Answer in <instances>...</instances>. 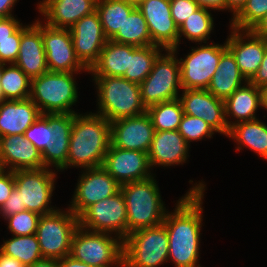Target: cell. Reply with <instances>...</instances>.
<instances>
[{
    "label": "cell",
    "instance_id": "obj_11",
    "mask_svg": "<svg viewBox=\"0 0 267 267\" xmlns=\"http://www.w3.org/2000/svg\"><path fill=\"white\" fill-rule=\"evenodd\" d=\"M199 45L191 47L184 59L179 58L182 89H207L221 55L227 50L226 41L222 45L214 42Z\"/></svg>",
    "mask_w": 267,
    "mask_h": 267
},
{
    "label": "cell",
    "instance_id": "obj_7",
    "mask_svg": "<svg viewBox=\"0 0 267 267\" xmlns=\"http://www.w3.org/2000/svg\"><path fill=\"white\" fill-rule=\"evenodd\" d=\"M70 255L95 267H123V240L79 226L72 237Z\"/></svg>",
    "mask_w": 267,
    "mask_h": 267
},
{
    "label": "cell",
    "instance_id": "obj_33",
    "mask_svg": "<svg viewBox=\"0 0 267 267\" xmlns=\"http://www.w3.org/2000/svg\"><path fill=\"white\" fill-rule=\"evenodd\" d=\"M162 49V50H161ZM164 49L157 45L135 47L130 45V63L123 78L141 84L152 70L153 63Z\"/></svg>",
    "mask_w": 267,
    "mask_h": 267
},
{
    "label": "cell",
    "instance_id": "obj_13",
    "mask_svg": "<svg viewBox=\"0 0 267 267\" xmlns=\"http://www.w3.org/2000/svg\"><path fill=\"white\" fill-rule=\"evenodd\" d=\"M69 208L79 217L89 206L120 191V184L102 167L82 169Z\"/></svg>",
    "mask_w": 267,
    "mask_h": 267
},
{
    "label": "cell",
    "instance_id": "obj_14",
    "mask_svg": "<svg viewBox=\"0 0 267 267\" xmlns=\"http://www.w3.org/2000/svg\"><path fill=\"white\" fill-rule=\"evenodd\" d=\"M42 39L49 72H89L76 56L69 29L54 28L43 21Z\"/></svg>",
    "mask_w": 267,
    "mask_h": 267
},
{
    "label": "cell",
    "instance_id": "obj_37",
    "mask_svg": "<svg viewBox=\"0 0 267 267\" xmlns=\"http://www.w3.org/2000/svg\"><path fill=\"white\" fill-rule=\"evenodd\" d=\"M155 131L178 130L184 115L179 99L161 102L147 108Z\"/></svg>",
    "mask_w": 267,
    "mask_h": 267
},
{
    "label": "cell",
    "instance_id": "obj_35",
    "mask_svg": "<svg viewBox=\"0 0 267 267\" xmlns=\"http://www.w3.org/2000/svg\"><path fill=\"white\" fill-rule=\"evenodd\" d=\"M210 9L200 7L179 27V45L182 36L196 44L209 43L214 29V18Z\"/></svg>",
    "mask_w": 267,
    "mask_h": 267
},
{
    "label": "cell",
    "instance_id": "obj_19",
    "mask_svg": "<svg viewBox=\"0 0 267 267\" xmlns=\"http://www.w3.org/2000/svg\"><path fill=\"white\" fill-rule=\"evenodd\" d=\"M226 39L227 49L234 56L236 63L249 82L261 65L266 48L267 38L255 35L251 30L230 29Z\"/></svg>",
    "mask_w": 267,
    "mask_h": 267
},
{
    "label": "cell",
    "instance_id": "obj_47",
    "mask_svg": "<svg viewBox=\"0 0 267 267\" xmlns=\"http://www.w3.org/2000/svg\"><path fill=\"white\" fill-rule=\"evenodd\" d=\"M249 82L258 88L267 85V48L258 71Z\"/></svg>",
    "mask_w": 267,
    "mask_h": 267
},
{
    "label": "cell",
    "instance_id": "obj_55",
    "mask_svg": "<svg viewBox=\"0 0 267 267\" xmlns=\"http://www.w3.org/2000/svg\"><path fill=\"white\" fill-rule=\"evenodd\" d=\"M262 109L267 111V85L260 88Z\"/></svg>",
    "mask_w": 267,
    "mask_h": 267
},
{
    "label": "cell",
    "instance_id": "obj_56",
    "mask_svg": "<svg viewBox=\"0 0 267 267\" xmlns=\"http://www.w3.org/2000/svg\"><path fill=\"white\" fill-rule=\"evenodd\" d=\"M3 101V92L1 88V81H0V102Z\"/></svg>",
    "mask_w": 267,
    "mask_h": 267
},
{
    "label": "cell",
    "instance_id": "obj_6",
    "mask_svg": "<svg viewBox=\"0 0 267 267\" xmlns=\"http://www.w3.org/2000/svg\"><path fill=\"white\" fill-rule=\"evenodd\" d=\"M168 251L163 224L135 230L123 240V267H159L168 263Z\"/></svg>",
    "mask_w": 267,
    "mask_h": 267
},
{
    "label": "cell",
    "instance_id": "obj_10",
    "mask_svg": "<svg viewBox=\"0 0 267 267\" xmlns=\"http://www.w3.org/2000/svg\"><path fill=\"white\" fill-rule=\"evenodd\" d=\"M57 172L45 167L13 171L15 187L20 192L21 211L28 210L42 216L58 209L51 205Z\"/></svg>",
    "mask_w": 267,
    "mask_h": 267
},
{
    "label": "cell",
    "instance_id": "obj_38",
    "mask_svg": "<svg viewBox=\"0 0 267 267\" xmlns=\"http://www.w3.org/2000/svg\"><path fill=\"white\" fill-rule=\"evenodd\" d=\"M267 14V0H247L242 9L232 18L230 28L252 30Z\"/></svg>",
    "mask_w": 267,
    "mask_h": 267
},
{
    "label": "cell",
    "instance_id": "obj_20",
    "mask_svg": "<svg viewBox=\"0 0 267 267\" xmlns=\"http://www.w3.org/2000/svg\"><path fill=\"white\" fill-rule=\"evenodd\" d=\"M154 133L147 113L110 122L111 145L120 149L148 153Z\"/></svg>",
    "mask_w": 267,
    "mask_h": 267
},
{
    "label": "cell",
    "instance_id": "obj_49",
    "mask_svg": "<svg viewBox=\"0 0 267 267\" xmlns=\"http://www.w3.org/2000/svg\"><path fill=\"white\" fill-rule=\"evenodd\" d=\"M17 1L19 2V0H0V18L14 16L12 12Z\"/></svg>",
    "mask_w": 267,
    "mask_h": 267
},
{
    "label": "cell",
    "instance_id": "obj_8",
    "mask_svg": "<svg viewBox=\"0 0 267 267\" xmlns=\"http://www.w3.org/2000/svg\"><path fill=\"white\" fill-rule=\"evenodd\" d=\"M177 53L178 49L164 50L154 61L149 75L140 84L141 99L146 109L179 98L182 87Z\"/></svg>",
    "mask_w": 267,
    "mask_h": 267
},
{
    "label": "cell",
    "instance_id": "obj_29",
    "mask_svg": "<svg viewBox=\"0 0 267 267\" xmlns=\"http://www.w3.org/2000/svg\"><path fill=\"white\" fill-rule=\"evenodd\" d=\"M227 137L235 141L236 151L246 147L267 160V124L259 118L234 124L229 128Z\"/></svg>",
    "mask_w": 267,
    "mask_h": 267
},
{
    "label": "cell",
    "instance_id": "obj_1",
    "mask_svg": "<svg viewBox=\"0 0 267 267\" xmlns=\"http://www.w3.org/2000/svg\"><path fill=\"white\" fill-rule=\"evenodd\" d=\"M194 185L177 200L173 212L167 211L162 223L169 240L168 262L171 261L175 267H202L198 260L206 184L198 181Z\"/></svg>",
    "mask_w": 267,
    "mask_h": 267
},
{
    "label": "cell",
    "instance_id": "obj_39",
    "mask_svg": "<svg viewBox=\"0 0 267 267\" xmlns=\"http://www.w3.org/2000/svg\"><path fill=\"white\" fill-rule=\"evenodd\" d=\"M178 131L189 145L193 141L213 138L212 135L216 132L203 119L187 114L183 115Z\"/></svg>",
    "mask_w": 267,
    "mask_h": 267
},
{
    "label": "cell",
    "instance_id": "obj_46",
    "mask_svg": "<svg viewBox=\"0 0 267 267\" xmlns=\"http://www.w3.org/2000/svg\"><path fill=\"white\" fill-rule=\"evenodd\" d=\"M23 25L16 16L0 18V41L13 39V34Z\"/></svg>",
    "mask_w": 267,
    "mask_h": 267
},
{
    "label": "cell",
    "instance_id": "obj_32",
    "mask_svg": "<svg viewBox=\"0 0 267 267\" xmlns=\"http://www.w3.org/2000/svg\"><path fill=\"white\" fill-rule=\"evenodd\" d=\"M110 40L135 47L155 45L151 40L146 20L137 7L131 11L122 28Z\"/></svg>",
    "mask_w": 267,
    "mask_h": 267
},
{
    "label": "cell",
    "instance_id": "obj_17",
    "mask_svg": "<svg viewBox=\"0 0 267 267\" xmlns=\"http://www.w3.org/2000/svg\"><path fill=\"white\" fill-rule=\"evenodd\" d=\"M69 30L77 58L90 70L98 61L108 40L104 35L98 13L94 11L82 17Z\"/></svg>",
    "mask_w": 267,
    "mask_h": 267
},
{
    "label": "cell",
    "instance_id": "obj_23",
    "mask_svg": "<svg viewBox=\"0 0 267 267\" xmlns=\"http://www.w3.org/2000/svg\"><path fill=\"white\" fill-rule=\"evenodd\" d=\"M96 2L97 0H42L37 9L46 25L70 29L82 17L96 11Z\"/></svg>",
    "mask_w": 267,
    "mask_h": 267
},
{
    "label": "cell",
    "instance_id": "obj_26",
    "mask_svg": "<svg viewBox=\"0 0 267 267\" xmlns=\"http://www.w3.org/2000/svg\"><path fill=\"white\" fill-rule=\"evenodd\" d=\"M42 115L30 99L0 102V137L24 135V132Z\"/></svg>",
    "mask_w": 267,
    "mask_h": 267
},
{
    "label": "cell",
    "instance_id": "obj_28",
    "mask_svg": "<svg viewBox=\"0 0 267 267\" xmlns=\"http://www.w3.org/2000/svg\"><path fill=\"white\" fill-rule=\"evenodd\" d=\"M248 81L241 73L232 53L227 49L220 57L207 90L216 98L226 100L236 89Z\"/></svg>",
    "mask_w": 267,
    "mask_h": 267
},
{
    "label": "cell",
    "instance_id": "obj_52",
    "mask_svg": "<svg viewBox=\"0 0 267 267\" xmlns=\"http://www.w3.org/2000/svg\"><path fill=\"white\" fill-rule=\"evenodd\" d=\"M0 267H26L19 260L0 251Z\"/></svg>",
    "mask_w": 267,
    "mask_h": 267
},
{
    "label": "cell",
    "instance_id": "obj_25",
    "mask_svg": "<svg viewBox=\"0 0 267 267\" xmlns=\"http://www.w3.org/2000/svg\"><path fill=\"white\" fill-rule=\"evenodd\" d=\"M0 161L10 171L43 168L41 152L22 134L0 137Z\"/></svg>",
    "mask_w": 267,
    "mask_h": 267
},
{
    "label": "cell",
    "instance_id": "obj_15",
    "mask_svg": "<svg viewBox=\"0 0 267 267\" xmlns=\"http://www.w3.org/2000/svg\"><path fill=\"white\" fill-rule=\"evenodd\" d=\"M136 7L143 14L155 45L164 50L179 49V28L171 15L170 0H141Z\"/></svg>",
    "mask_w": 267,
    "mask_h": 267
},
{
    "label": "cell",
    "instance_id": "obj_34",
    "mask_svg": "<svg viewBox=\"0 0 267 267\" xmlns=\"http://www.w3.org/2000/svg\"><path fill=\"white\" fill-rule=\"evenodd\" d=\"M3 100H24L30 96L31 79L15 64L0 65Z\"/></svg>",
    "mask_w": 267,
    "mask_h": 267
},
{
    "label": "cell",
    "instance_id": "obj_54",
    "mask_svg": "<svg viewBox=\"0 0 267 267\" xmlns=\"http://www.w3.org/2000/svg\"><path fill=\"white\" fill-rule=\"evenodd\" d=\"M26 267H59L58 260L55 259H42L38 262H35L32 265Z\"/></svg>",
    "mask_w": 267,
    "mask_h": 267
},
{
    "label": "cell",
    "instance_id": "obj_24",
    "mask_svg": "<svg viewBox=\"0 0 267 267\" xmlns=\"http://www.w3.org/2000/svg\"><path fill=\"white\" fill-rule=\"evenodd\" d=\"M190 146L178 130L155 131L148 152L151 168L183 165L189 157Z\"/></svg>",
    "mask_w": 267,
    "mask_h": 267
},
{
    "label": "cell",
    "instance_id": "obj_41",
    "mask_svg": "<svg viewBox=\"0 0 267 267\" xmlns=\"http://www.w3.org/2000/svg\"><path fill=\"white\" fill-rule=\"evenodd\" d=\"M24 137L41 153L48 148L49 123L41 115L25 132Z\"/></svg>",
    "mask_w": 267,
    "mask_h": 267
},
{
    "label": "cell",
    "instance_id": "obj_21",
    "mask_svg": "<svg viewBox=\"0 0 267 267\" xmlns=\"http://www.w3.org/2000/svg\"><path fill=\"white\" fill-rule=\"evenodd\" d=\"M49 123L48 148L42 154L43 168L67 170L70 134L73 126V114H42Z\"/></svg>",
    "mask_w": 267,
    "mask_h": 267
},
{
    "label": "cell",
    "instance_id": "obj_27",
    "mask_svg": "<svg viewBox=\"0 0 267 267\" xmlns=\"http://www.w3.org/2000/svg\"><path fill=\"white\" fill-rule=\"evenodd\" d=\"M224 102L228 128L239 122L255 120L258 108H262L261 90L247 82L236 89Z\"/></svg>",
    "mask_w": 267,
    "mask_h": 267
},
{
    "label": "cell",
    "instance_id": "obj_43",
    "mask_svg": "<svg viewBox=\"0 0 267 267\" xmlns=\"http://www.w3.org/2000/svg\"><path fill=\"white\" fill-rule=\"evenodd\" d=\"M170 6L172 18L178 28L200 8L194 0H170Z\"/></svg>",
    "mask_w": 267,
    "mask_h": 267
},
{
    "label": "cell",
    "instance_id": "obj_2",
    "mask_svg": "<svg viewBox=\"0 0 267 267\" xmlns=\"http://www.w3.org/2000/svg\"><path fill=\"white\" fill-rule=\"evenodd\" d=\"M110 144V122L106 118L94 112L73 114L67 168L102 166Z\"/></svg>",
    "mask_w": 267,
    "mask_h": 267
},
{
    "label": "cell",
    "instance_id": "obj_44",
    "mask_svg": "<svg viewBox=\"0 0 267 267\" xmlns=\"http://www.w3.org/2000/svg\"><path fill=\"white\" fill-rule=\"evenodd\" d=\"M19 212H21L20 192L14 187L11 195L0 208V215L5 220L7 217Z\"/></svg>",
    "mask_w": 267,
    "mask_h": 267
},
{
    "label": "cell",
    "instance_id": "obj_30",
    "mask_svg": "<svg viewBox=\"0 0 267 267\" xmlns=\"http://www.w3.org/2000/svg\"><path fill=\"white\" fill-rule=\"evenodd\" d=\"M130 45L107 40L98 61L91 67L88 74L92 76L122 77L129 68Z\"/></svg>",
    "mask_w": 267,
    "mask_h": 267
},
{
    "label": "cell",
    "instance_id": "obj_42",
    "mask_svg": "<svg viewBox=\"0 0 267 267\" xmlns=\"http://www.w3.org/2000/svg\"><path fill=\"white\" fill-rule=\"evenodd\" d=\"M22 26L13 34V39L0 41V65L14 64L19 54Z\"/></svg>",
    "mask_w": 267,
    "mask_h": 267
},
{
    "label": "cell",
    "instance_id": "obj_58",
    "mask_svg": "<svg viewBox=\"0 0 267 267\" xmlns=\"http://www.w3.org/2000/svg\"><path fill=\"white\" fill-rule=\"evenodd\" d=\"M3 167H2V164H1V161H0V173L3 171Z\"/></svg>",
    "mask_w": 267,
    "mask_h": 267
},
{
    "label": "cell",
    "instance_id": "obj_40",
    "mask_svg": "<svg viewBox=\"0 0 267 267\" xmlns=\"http://www.w3.org/2000/svg\"><path fill=\"white\" fill-rule=\"evenodd\" d=\"M40 217L41 215L35 212L24 210L5 220L8 223L7 228L13 236H27L36 233Z\"/></svg>",
    "mask_w": 267,
    "mask_h": 267
},
{
    "label": "cell",
    "instance_id": "obj_57",
    "mask_svg": "<svg viewBox=\"0 0 267 267\" xmlns=\"http://www.w3.org/2000/svg\"><path fill=\"white\" fill-rule=\"evenodd\" d=\"M127 1H130V2H133V3L137 4L141 0H127Z\"/></svg>",
    "mask_w": 267,
    "mask_h": 267
},
{
    "label": "cell",
    "instance_id": "obj_4",
    "mask_svg": "<svg viewBox=\"0 0 267 267\" xmlns=\"http://www.w3.org/2000/svg\"><path fill=\"white\" fill-rule=\"evenodd\" d=\"M97 90V114L109 122L146 113L140 84L118 76H92Z\"/></svg>",
    "mask_w": 267,
    "mask_h": 267
},
{
    "label": "cell",
    "instance_id": "obj_36",
    "mask_svg": "<svg viewBox=\"0 0 267 267\" xmlns=\"http://www.w3.org/2000/svg\"><path fill=\"white\" fill-rule=\"evenodd\" d=\"M0 251L29 266L43 259L36 234L3 240Z\"/></svg>",
    "mask_w": 267,
    "mask_h": 267
},
{
    "label": "cell",
    "instance_id": "obj_31",
    "mask_svg": "<svg viewBox=\"0 0 267 267\" xmlns=\"http://www.w3.org/2000/svg\"><path fill=\"white\" fill-rule=\"evenodd\" d=\"M136 4L127 0H97L96 12L105 37L110 40L128 18Z\"/></svg>",
    "mask_w": 267,
    "mask_h": 267
},
{
    "label": "cell",
    "instance_id": "obj_50",
    "mask_svg": "<svg viewBox=\"0 0 267 267\" xmlns=\"http://www.w3.org/2000/svg\"><path fill=\"white\" fill-rule=\"evenodd\" d=\"M58 266L59 267H95V266L86 264L84 262H81L79 260H76L71 255H67L63 258H60L58 260Z\"/></svg>",
    "mask_w": 267,
    "mask_h": 267
},
{
    "label": "cell",
    "instance_id": "obj_48",
    "mask_svg": "<svg viewBox=\"0 0 267 267\" xmlns=\"http://www.w3.org/2000/svg\"><path fill=\"white\" fill-rule=\"evenodd\" d=\"M200 7L210 9V10H217V11H224L225 10V0H194Z\"/></svg>",
    "mask_w": 267,
    "mask_h": 267
},
{
    "label": "cell",
    "instance_id": "obj_16",
    "mask_svg": "<svg viewBox=\"0 0 267 267\" xmlns=\"http://www.w3.org/2000/svg\"><path fill=\"white\" fill-rule=\"evenodd\" d=\"M102 167L120 184L141 181L153 174L148 153L130 151L110 144Z\"/></svg>",
    "mask_w": 267,
    "mask_h": 267
},
{
    "label": "cell",
    "instance_id": "obj_5",
    "mask_svg": "<svg viewBox=\"0 0 267 267\" xmlns=\"http://www.w3.org/2000/svg\"><path fill=\"white\" fill-rule=\"evenodd\" d=\"M73 72H46L31 79L29 98L42 114H76L78 87Z\"/></svg>",
    "mask_w": 267,
    "mask_h": 267
},
{
    "label": "cell",
    "instance_id": "obj_45",
    "mask_svg": "<svg viewBox=\"0 0 267 267\" xmlns=\"http://www.w3.org/2000/svg\"><path fill=\"white\" fill-rule=\"evenodd\" d=\"M14 187L15 179L13 176V171L3 170L0 173V208L11 195V192Z\"/></svg>",
    "mask_w": 267,
    "mask_h": 267
},
{
    "label": "cell",
    "instance_id": "obj_3",
    "mask_svg": "<svg viewBox=\"0 0 267 267\" xmlns=\"http://www.w3.org/2000/svg\"><path fill=\"white\" fill-rule=\"evenodd\" d=\"M154 178L153 175L120 186L127 209V236L138 229L159 226L165 219L168 210Z\"/></svg>",
    "mask_w": 267,
    "mask_h": 267
},
{
    "label": "cell",
    "instance_id": "obj_9",
    "mask_svg": "<svg viewBox=\"0 0 267 267\" xmlns=\"http://www.w3.org/2000/svg\"><path fill=\"white\" fill-rule=\"evenodd\" d=\"M78 227L79 218L69 208L42 215L35 234L43 259L59 260L70 255L72 237Z\"/></svg>",
    "mask_w": 267,
    "mask_h": 267
},
{
    "label": "cell",
    "instance_id": "obj_51",
    "mask_svg": "<svg viewBox=\"0 0 267 267\" xmlns=\"http://www.w3.org/2000/svg\"><path fill=\"white\" fill-rule=\"evenodd\" d=\"M247 0H225V11L232 13L234 17L246 4Z\"/></svg>",
    "mask_w": 267,
    "mask_h": 267
},
{
    "label": "cell",
    "instance_id": "obj_53",
    "mask_svg": "<svg viewBox=\"0 0 267 267\" xmlns=\"http://www.w3.org/2000/svg\"><path fill=\"white\" fill-rule=\"evenodd\" d=\"M251 31L257 36L267 38V14Z\"/></svg>",
    "mask_w": 267,
    "mask_h": 267
},
{
    "label": "cell",
    "instance_id": "obj_22",
    "mask_svg": "<svg viewBox=\"0 0 267 267\" xmlns=\"http://www.w3.org/2000/svg\"><path fill=\"white\" fill-rule=\"evenodd\" d=\"M30 79L48 72L46 54L42 39V21L22 25L19 54L14 63Z\"/></svg>",
    "mask_w": 267,
    "mask_h": 267
},
{
    "label": "cell",
    "instance_id": "obj_12",
    "mask_svg": "<svg viewBox=\"0 0 267 267\" xmlns=\"http://www.w3.org/2000/svg\"><path fill=\"white\" fill-rule=\"evenodd\" d=\"M85 230L127 237V209L121 191L89 206L79 217Z\"/></svg>",
    "mask_w": 267,
    "mask_h": 267
},
{
    "label": "cell",
    "instance_id": "obj_18",
    "mask_svg": "<svg viewBox=\"0 0 267 267\" xmlns=\"http://www.w3.org/2000/svg\"><path fill=\"white\" fill-rule=\"evenodd\" d=\"M184 114L199 117L206 121L216 133L228 135L225 119V102L216 98L207 89H182L178 98Z\"/></svg>",
    "mask_w": 267,
    "mask_h": 267
}]
</instances>
